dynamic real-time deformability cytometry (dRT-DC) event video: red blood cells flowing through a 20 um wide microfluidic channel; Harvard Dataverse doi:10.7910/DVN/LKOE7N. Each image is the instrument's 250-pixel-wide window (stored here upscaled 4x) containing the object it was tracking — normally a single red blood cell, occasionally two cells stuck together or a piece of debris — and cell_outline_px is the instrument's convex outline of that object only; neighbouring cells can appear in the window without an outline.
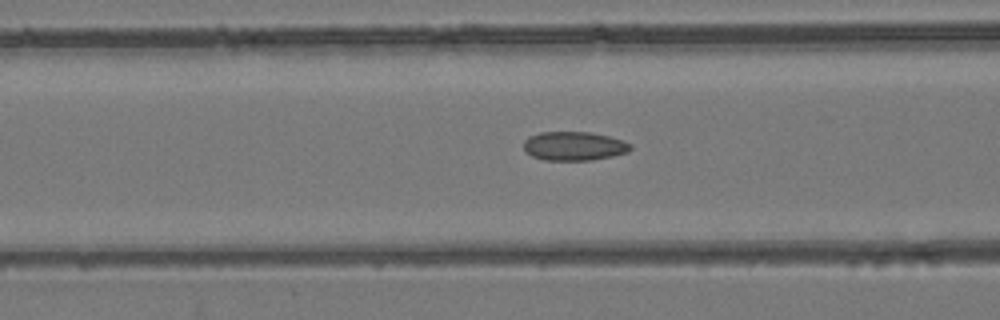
{"species": "common noctule bat (a hibernating species)", "species_latin": "Nyctalus noctula", "temperature_condition": "room temperature", "stored_images_in_passage": 54, "camera_frame_rate_fps": 3000, "um_per_image_px": 0.085, "animal": {"sex": "female", "body_mass_g": 24.6, "forearm_length_mm": 56.2}, "frame": {"image": 1, "passage_image": 22, "time_ms": 7.0, "image_size_px": [1000, 320], "cell_outline_px": [[632, 148], [628, 152], [612, 156], [592, 160], [544, 160], [532, 156], [524, 152], [524, 140], [528, 136], [540, 132], [588, 132], [608, 136], [624, 140], [632, 144]], "centroid_in_image_um": [48.78, 12.41], "position_along_channel_um": 117.8, "area_um2": 18.15}}
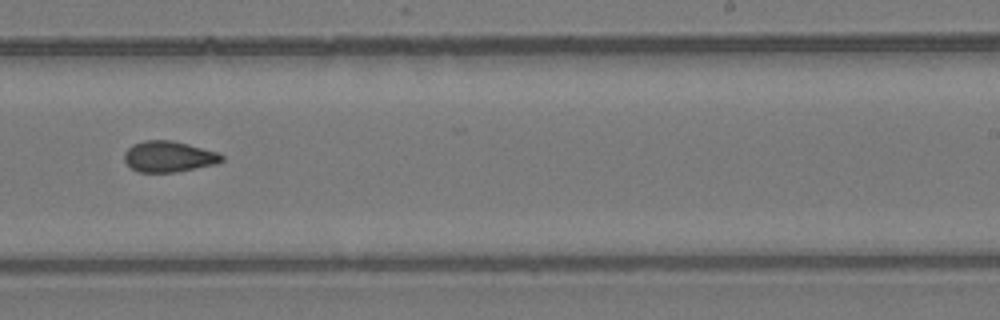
{"frame": {"image": 2, "passage_image": 34, "time_ms": 11.0, "image_size_px": [1000, 320], "cell_outline_px": [[224, 160], [216, 164], [176, 172], [140, 172], [132, 168], [124, 160], [124, 152], [132, 144], [144, 140], [172, 140], [188, 144], [216, 152], [224, 156]], "centroid_in_image_um": [14.33, 13.3], "position_along_channel_um": 274.7, "area_um2": 17.51}}
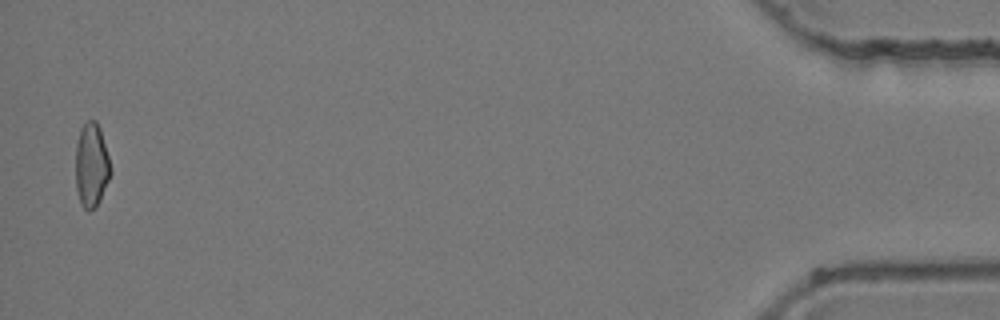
{"frame": {"image": 3, "passage_image": 53, "time_ms": 17.333, "image_size_px": [1000, 320], "cell_outline_px": [[112, 172], [100, 200], [96, 208], [88, 212], [84, 208], [80, 200], [76, 188], [76, 144], [80, 128], [88, 120], [96, 120], [100, 128], [108, 156]], "centroid_in_image_um": [7.78, 14.05], "position_along_channel_um": 427.4, "area_um2": 17.17}, "authors_computed_cell_mechanics": {"area_um2": 17.7157, "velocity_mm_per_s": 3.9268, "shape_relaxation_time_tau1_ms": null, "shape_relaxation_time_tau2_ms": 2.9223, "deformation_change_tau1": null, "deformation_change_tau2": 0.0813}}